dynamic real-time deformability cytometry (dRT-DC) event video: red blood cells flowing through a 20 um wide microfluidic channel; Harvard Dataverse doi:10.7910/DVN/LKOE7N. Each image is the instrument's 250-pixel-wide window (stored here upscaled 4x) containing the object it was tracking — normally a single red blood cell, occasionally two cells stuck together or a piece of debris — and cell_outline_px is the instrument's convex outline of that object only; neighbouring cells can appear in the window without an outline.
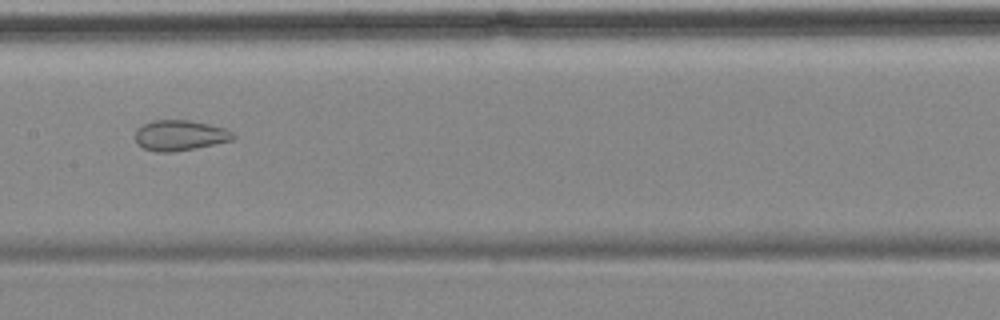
{"species": "common noctule bat (a hibernating species)", "species_latin": "Nyctalus noctula", "temperature_condition": "cold", "stored_images_in_passage": 10, "camera_frame_rate_fps": 3000, "um_per_image_px": 0.085, "animal": {"sex": "female", "body_mass_g": 18.4}, "frame": {"image": 1, "passage_image": 7, "time_ms": 8.0, "image_size_px": [1000, 320], "cell_outline_px": [[236, 136], [232, 140], [196, 148], [172, 152], [156, 152], [144, 148], [136, 144], [136, 128], [152, 120], [188, 120], [208, 124], [224, 128], [232, 132]], "centroid_in_image_um": [15.27, 11.51], "position_along_channel_um": 192.1, "area_um2": 17.34}}
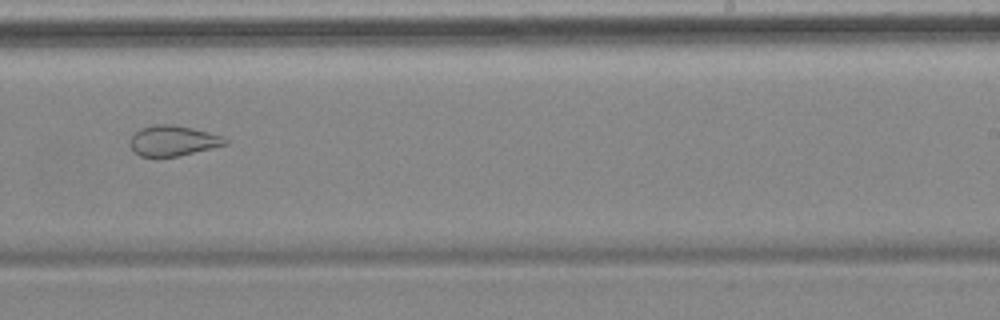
{"frame": {"image": 2, "passage_image": 9, "time_ms": 10.333, "image_size_px": [1000, 320], "cell_outline_px": [[228, 144], [180, 156], [140, 156], [128, 144], [132, 136], [140, 128], [156, 124], [168, 124], [192, 128], [224, 136], [228, 140]], "centroid_in_image_um": [14.73, 11.96], "position_along_channel_um": 274.3, "area_um2": 16.76}}